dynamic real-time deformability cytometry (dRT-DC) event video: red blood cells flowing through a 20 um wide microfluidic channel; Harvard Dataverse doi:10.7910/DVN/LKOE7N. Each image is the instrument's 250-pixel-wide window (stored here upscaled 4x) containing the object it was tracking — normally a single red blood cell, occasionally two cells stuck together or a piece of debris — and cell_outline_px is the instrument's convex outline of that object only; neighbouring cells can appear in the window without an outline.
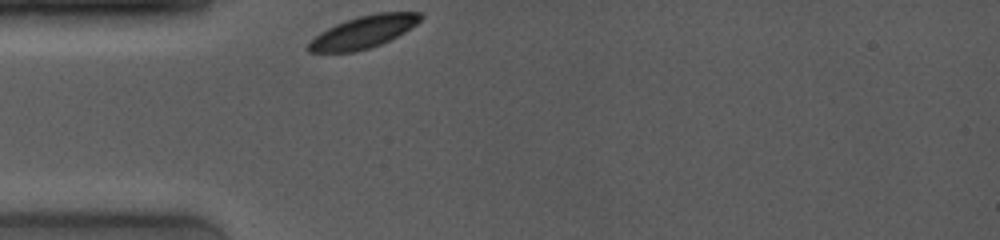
{"species": "common noctule bat (a hibernating species)", "species_latin": "Nyctalus noctula", "temperature_condition": "room temperature", "stored_images_in_passage": 16, "camera_frame_rate_fps": 4000, "um_per_image_px": 0.085, "animal": {"sex": "female", "body_mass_g": 19.0, "forearm_length_mm": 53.3}, "frame": {"image": 1, "passage_image": 1, "time_ms": 0.0, "image_size_px": [1000, 240], "cell_outline_px": [[424, 16], [416, 24], [404, 32], [380, 44], [368, 48], [352, 52], [308, 52], [308, 44], [320, 32], [336, 24], [360, 16], [376, 12], [420, 12]], "centroid_in_image_um": [30.91, 2.71], "position_along_channel_um": 54.1, "area_um2": 20.63}}
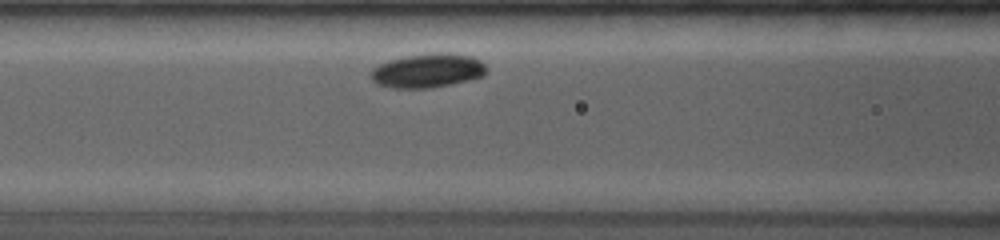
{"frame": {"image": 2, "passage_image": 9, "time_ms": 2.25, "image_size_px": [1000, 240], "cell_outline_px": [[484, 76], [468, 80], [432, 88], [392, 88], [376, 84], [372, 80], [372, 68], [388, 60], [408, 56], [440, 52], [472, 56], [480, 60], [484, 64]], "centroid_in_image_um": [36.33, 6.01], "position_along_channel_um": 130.3, "area_um2": 22.72}}
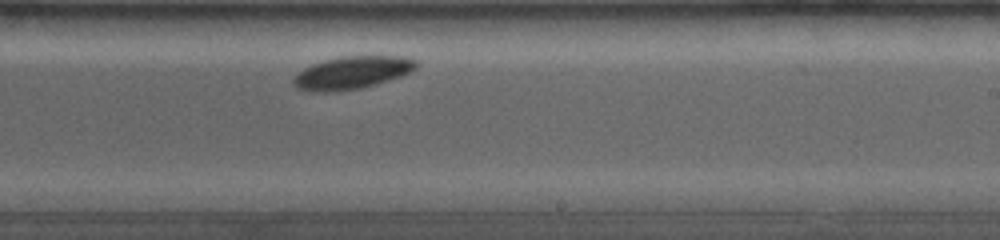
{"frame": {"image": 3, "passage_image": 14, "time_ms": 5.75, "image_size_px": [1000, 240], "cell_outline_px": [[416, 68], [400, 76], [376, 84], [360, 88], [328, 92], [324, 92], [296, 88], [292, 80], [296, 72], [312, 64], [324, 60], [340, 56], [404, 56], [416, 60]], "centroid_in_image_um": [29.89, 6.16], "position_along_channel_um": 259.1, "area_um2": 23.18}}